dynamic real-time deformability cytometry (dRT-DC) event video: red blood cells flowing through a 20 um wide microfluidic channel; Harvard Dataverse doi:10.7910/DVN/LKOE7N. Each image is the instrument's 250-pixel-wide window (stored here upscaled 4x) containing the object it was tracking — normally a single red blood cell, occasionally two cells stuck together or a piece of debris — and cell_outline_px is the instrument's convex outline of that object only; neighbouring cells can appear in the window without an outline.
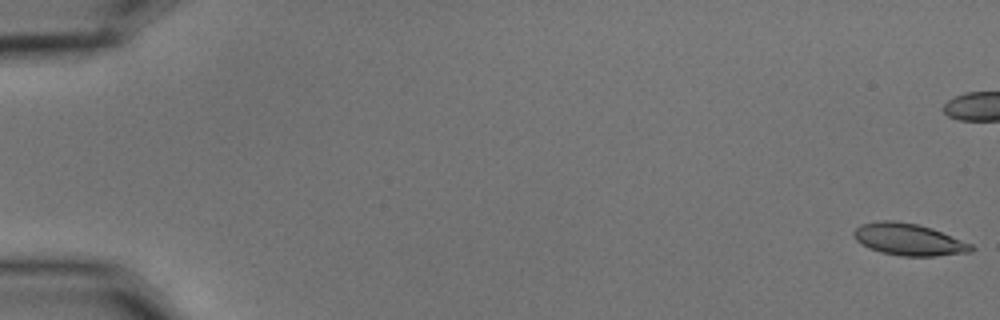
{"species": "common noctule bat (a hibernating species)", "species_latin": "Nyctalus noctula", "temperature_condition": "cold", "stored_images_in_passage": 55, "camera_frame_rate_fps": 3000, "um_per_image_px": 0.085, "animal": {"sex": "male", "body_mass_g": 15.6}, "frame": {"image": 1, "passage_image": 1, "time_ms": 0.0, "image_size_px": [1000, 320], "cell_outline_px": [[976, 248], [972, 252], [936, 256], [900, 256], [880, 252], [868, 248], [860, 244], [856, 240], [852, 232], [860, 224], [880, 220], [896, 220], [916, 224], [932, 228], [972, 244]], "centroid_in_image_um": [77.23, 20.36], "position_along_channel_um": 7.8, "area_um2": 22.08}}
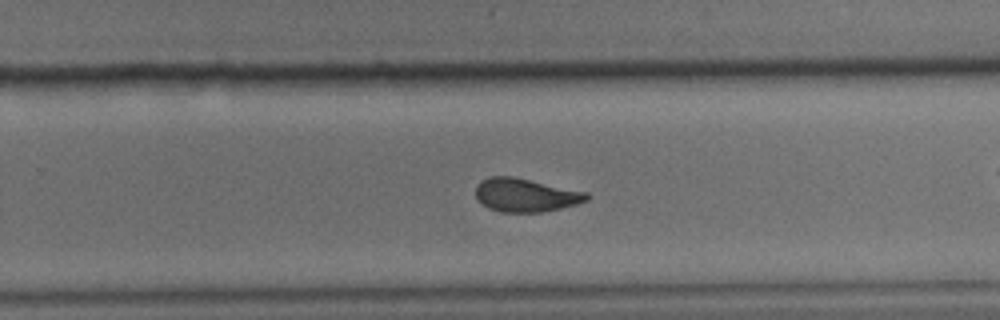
{"frame": {"image": 2, "passage_image": 38, "time_ms": 12.333, "image_size_px": [1000, 320], "cell_outline_px": [[592, 196], [588, 200], [576, 204], [544, 212], [500, 212], [488, 208], [476, 200], [476, 184], [480, 180], [488, 176], [512, 176], [588, 192]], "centroid_in_image_um": [44.66, 16.58], "position_along_channel_um": 285.1, "area_um2": 21.91}}
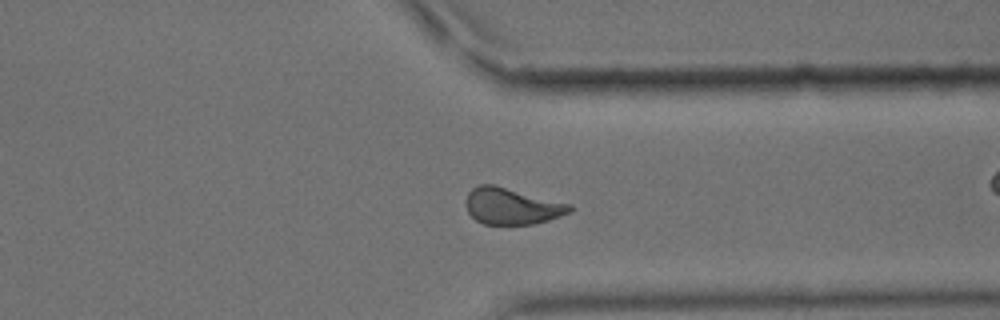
{"frame": {"image": 3, "passage_image": 45, "time_ms": 14.667, "image_size_px": [1000, 320], "cell_outline_px": [[572, 212], [536, 224], [484, 224], [476, 220], [468, 212], [464, 204], [464, 200], [468, 192], [472, 188], [480, 184], [492, 184], [572, 204]], "centroid_in_image_um": [43.49, 17.52], "position_along_channel_um": 367.9, "area_um2": 22.2}}